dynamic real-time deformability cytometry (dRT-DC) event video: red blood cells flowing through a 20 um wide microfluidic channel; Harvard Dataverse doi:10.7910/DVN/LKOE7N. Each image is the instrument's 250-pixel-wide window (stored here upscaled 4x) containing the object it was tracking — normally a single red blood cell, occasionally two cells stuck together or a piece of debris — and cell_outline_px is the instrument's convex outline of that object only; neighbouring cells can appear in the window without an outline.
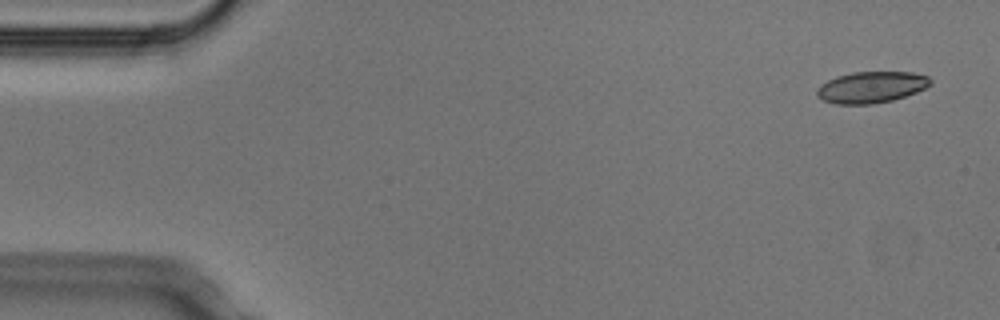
{"species": "Egyptian fruit bat (a non-hibernating species)", "species_latin": "Rousettus aegyptiacus", "temperature_condition": "cold", "stored_images_in_passage": 6, "camera_frame_rate_fps": 3000, "um_per_image_px": 0.085, "animal": {"sex": "male"}, "frame": {"image": 1, "passage_image": 1, "time_ms": 0.0, "image_size_px": [1000, 320], "cell_outline_px": [[932, 84], [916, 92], [892, 100], [872, 104], [836, 104], [824, 100], [816, 96], [816, 92], [820, 84], [836, 76], [852, 72], [912, 72], [928, 76], [932, 80]], "centroid_in_image_um": [74.05, 7.4], "position_along_channel_um": 10.9, "area_um2": 20.75}}
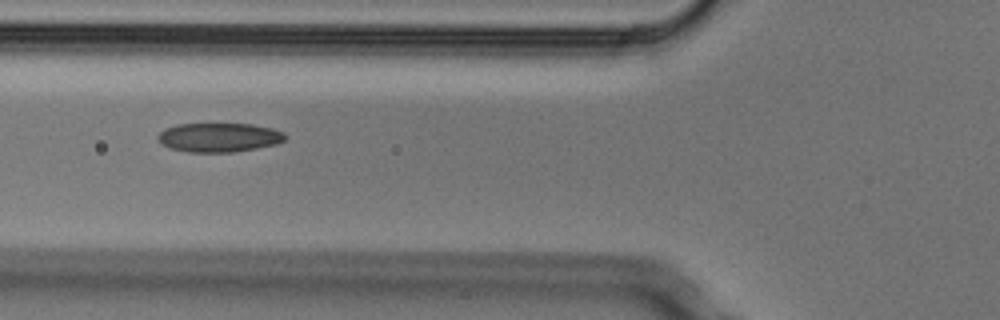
{"frame": {"image": 2, "passage_image": 5, "time_ms": 1.333, "image_size_px": [1000, 320], "cell_outline_px": [[288, 136], [284, 140], [276, 144], [236, 152], [188, 152], [168, 148], [156, 136], [164, 128], [176, 124], [252, 124], [272, 128], [284, 132]], "centroid_in_image_um": [18.63, 11.68], "position_along_channel_um": 107.2, "area_um2": 21.68}}
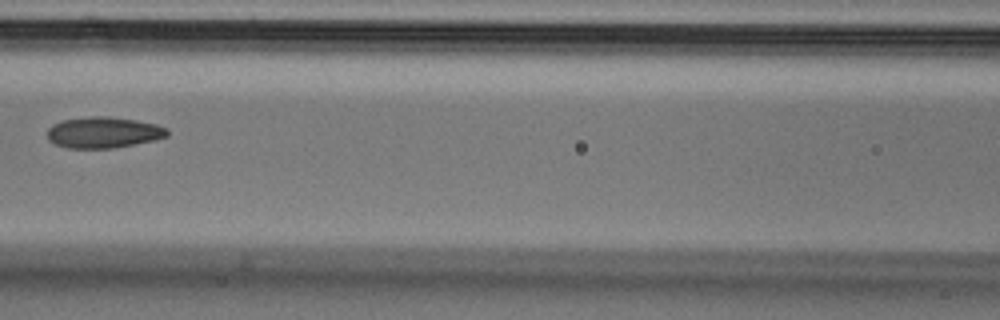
{"frame": {"image": 3, "passage_image": 6, "time_ms": 1.667, "image_size_px": [1000, 320], "cell_outline_px": [[168, 136], [156, 140], [112, 148], [68, 148], [56, 144], [48, 140], [48, 128], [52, 124], [60, 120], [92, 116], [104, 116], [136, 120], [156, 124], [168, 128]], "centroid_in_image_um": [8.8, 11.25], "position_along_channel_um": 157.8, "area_um2": 21.79}}